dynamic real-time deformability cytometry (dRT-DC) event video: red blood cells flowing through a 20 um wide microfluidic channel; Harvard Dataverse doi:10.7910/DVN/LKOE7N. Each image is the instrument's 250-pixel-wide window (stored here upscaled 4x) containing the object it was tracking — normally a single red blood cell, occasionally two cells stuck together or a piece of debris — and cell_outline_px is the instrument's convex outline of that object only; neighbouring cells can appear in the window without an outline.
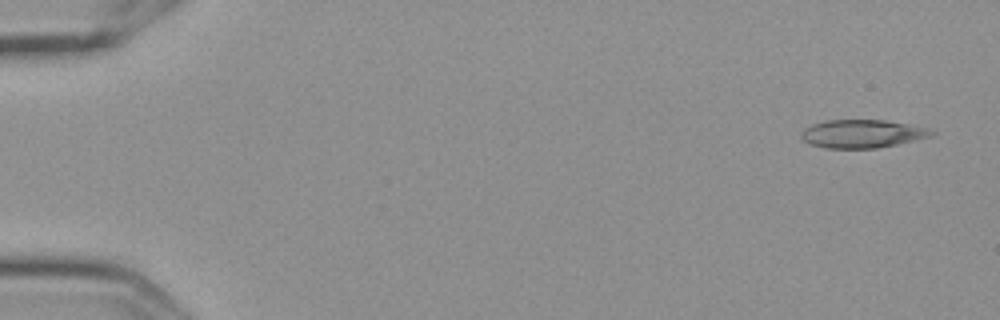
{"species": "Egyptian fruit bat (a non-hibernating species)", "species_latin": "Rousettus aegyptiacus", "temperature_condition": "cold", "stored_images_in_passage": 5, "camera_frame_rate_fps": 3000, "um_per_image_px": 0.085, "frame": {"image": 1, "passage_image": 1, "time_ms": 0.0, "image_size_px": [1000, 320], "cell_outline_px": [[936, 136], [876, 148], [824, 148], [812, 144], [804, 140], [800, 136], [800, 132], [804, 128], [812, 124], [824, 120], [884, 120], [908, 124], [928, 128], [936, 132]], "centroid_in_image_um": [73.31, 11.36], "position_along_channel_um": 11.7, "area_um2": 21.5}}
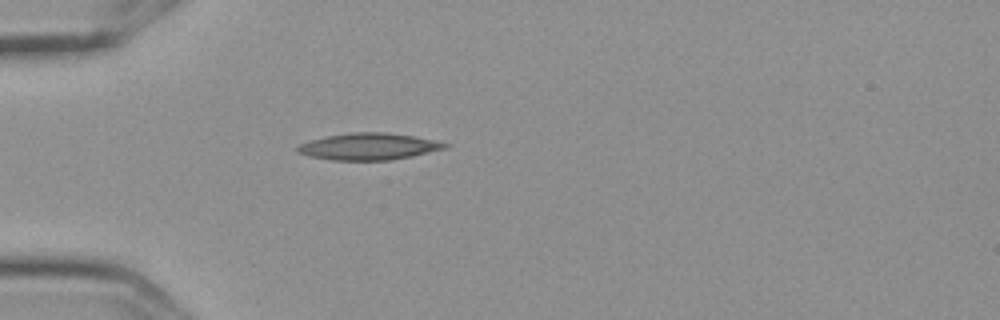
{"frame": {"image": 2, "passage_image": 5, "time_ms": 1.333, "image_size_px": [1000, 320], "cell_outline_px": [[452, 144], [448, 148], [412, 156], [392, 160], [332, 160], [308, 156], [296, 152], [296, 148], [300, 144], [324, 136], [352, 132], [388, 132], [416, 136]], "centroid_in_image_um": [31.38, 12.45], "position_along_channel_um": 53.6, "area_um2": 23.24}}